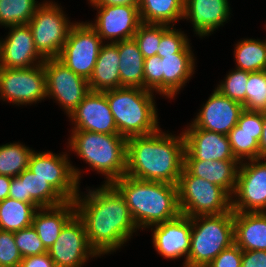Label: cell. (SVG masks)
<instances>
[{
    "label": "cell",
    "mask_w": 266,
    "mask_h": 267,
    "mask_svg": "<svg viewBox=\"0 0 266 267\" xmlns=\"http://www.w3.org/2000/svg\"><path fill=\"white\" fill-rule=\"evenodd\" d=\"M244 110L266 112V70L249 72Z\"/></svg>",
    "instance_id": "cell-36"
},
{
    "label": "cell",
    "mask_w": 266,
    "mask_h": 267,
    "mask_svg": "<svg viewBox=\"0 0 266 267\" xmlns=\"http://www.w3.org/2000/svg\"><path fill=\"white\" fill-rule=\"evenodd\" d=\"M241 267H266V251H243Z\"/></svg>",
    "instance_id": "cell-43"
},
{
    "label": "cell",
    "mask_w": 266,
    "mask_h": 267,
    "mask_svg": "<svg viewBox=\"0 0 266 267\" xmlns=\"http://www.w3.org/2000/svg\"><path fill=\"white\" fill-rule=\"evenodd\" d=\"M22 259L15 244L14 232L0 230V267H19Z\"/></svg>",
    "instance_id": "cell-40"
},
{
    "label": "cell",
    "mask_w": 266,
    "mask_h": 267,
    "mask_svg": "<svg viewBox=\"0 0 266 267\" xmlns=\"http://www.w3.org/2000/svg\"><path fill=\"white\" fill-rule=\"evenodd\" d=\"M58 5L53 1H43L28 23L36 50L44 59L59 57L75 24Z\"/></svg>",
    "instance_id": "cell-8"
},
{
    "label": "cell",
    "mask_w": 266,
    "mask_h": 267,
    "mask_svg": "<svg viewBox=\"0 0 266 267\" xmlns=\"http://www.w3.org/2000/svg\"><path fill=\"white\" fill-rule=\"evenodd\" d=\"M68 117L73 130L119 134L104 92L89 91Z\"/></svg>",
    "instance_id": "cell-19"
},
{
    "label": "cell",
    "mask_w": 266,
    "mask_h": 267,
    "mask_svg": "<svg viewBox=\"0 0 266 267\" xmlns=\"http://www.w3.org/2000/svg\"><path fill=\"white\" fill-rule=\"evenodd\" d=\"M237 69L247 72L266 70V39H243L237 42L234 49Z\"/></svg>",
    "instance_id": "cell-32"
},
{
    "label": "cell",
    "mask_w": 266,
    "mask_h": 267,
    "mask_svg": "<svg viewBox=\"0 0 266 267\" xmlns=\"http://www.w3.org/2000/svg\"><path fill=\"white\" fill-rule=\"evenodd\" d=\"M19 267H56L48 253L23 258Z\"/></svg>",
    "instance_id": "cell-44"
},
{
    "label": "cell",
    "mask_w": 266,
    "mask_h": 267,
    "mask_svg": "<svg viewBox=\"0 0 266 267\" xmlns=\"http://www.w3.org/2000/svg\"><path fill=\"white\" fill-rule=\"evenodd\" d=\"M7 28L8 35L1 39L0 67L30 68L44 63L45 59L36 50L28 24Z\"/></svg>",
    "instance_id": "cell-18"
},
{
    "label": "cell",
    "mask_w": 266,
    "mask_h": 267,
    "mask_svg": "<svg viewBox=\"0 0 266 267\" xmlns=\"http://www.w3.org/2000/svg\"><path fill=\"white\" fill-rule=\"evenodd\" d=\"M112 184L124 197L138 231L180 214L177 185L140 180L128 175Z\"/></svg>",
    "instance_id": "cell-3"
},
{
    "label": "cell",
    "mask_w": 266,
    "mask_h": 267,
    "mask_svg": "<svg viewBox=\"0 0 266 267\" xmlns=\"http://www.w3.org/2000/svg\"><path fill=\"white\" fill-rule=\"evenodd\" d=\"M69 151L106 177V184L126 175L127 139L120 134L71 130Z\"/></svg>",
    "instance_id": "cell-4"
},
{
    "label": "cell",
    "mask_w": 266,
    "mask_h": 267,
    "mask_svg": "<svg viewBox=\"0 0 266 267\" xmlns=\"http://www.w3.org/2000/svg\"><path fill=\"white\" fill-rule=\"evenodd\" d=\"M177 187L180 213L188 217L219 215L232 210V196L225 189L191 175L184 167Z\"/></svg>",
    "instance_id": "cell-7"
},
{
    "label": "cell",
    "mask_w": 266,
    "mask_h": 267,
    "mask_svg": "<svg viewBox=\"0 0 266 267\" xmlns=\"http://www.w3.org/2000/svg\"><path fill=\"white\" fill-rule=\"evenodd\" d=\"M68 153L50 151L31 153L28 169L48 182L66 201H74L80 192L81 169L70 163Z\"/></svg>",
    "instance_id": "cell-9"
},
{
    "label": "cell",
    "mask_w": 266,
    "mask_h": 267,
    "mask_svg": "<svg viewBox=\"0 0 266 267\" xmlns=\"http://www.w3.org/2000/svg\"><path fill=\"white\" fill-rule=\"evenodd\" d=\"M76 214L74 201L54 207L38 208L32 226L48 250L57 240L65 224Z\"/></svg>",
    "instance_id": "cell-27"
},
{
    "label": "cell",
    "mask_w": 266,
    "mask_h": 267,
    "mask_svg": "<svg viewBox=\"0 0 266 267\" xmlns=\"http://www.w3.org/2000/svg\"><path fill=\"white\" fill-rule=\"evenodd\" d=\"M239 165L238 160H184V168L191 175L222 187L231 196L236 189Z\"/></svg>",
    "instance_id": "cell-25"
},
{
    "label": "cell",
    "mask_w": 266,
    "mask_h": 267,
    "mask_svg": "<svg viewBox=\"0 0 266 267\" xmlns=\"http://www.w3.org/2000/svg\"><path fill=\"white\" fill-rule=\"evenodd\" d=\"M243 250L233 243L221 251L207 267H241Z\"/></svg>",
    "instance_id": "cell-42"
},
{
    "label": "cell",
    "mask_w": 266,
    "mask_h": 267,
    "mask_svg": "<svg viewBox=\"0 0 266 267\" xmlns=\"http://www.w3.org/2000/svg\"><path fill=\"white\" fill-rule=\"evenodd\" d=\"M182 133L185 140L184 160H237L227 135L197 128L192 123Z\"/></svg>",
    "instance_id": "cell-20"
},
{
    "label": "cell",
    "mask_w": 266,
    "mask_h": 267,
    "mask_svg": "<svg viewBox=\"0 0 266 267\" xmlns=\"http://www.w3.org/2000/svg\"><path fill=\"white\" fill-rule=\"evenodd\" d=\"M243 111L241 103L215 88L191 123L197 128L227 135L237 125Z\"/></svg>",
    "instance_id": "cell-17"
},
{
    "label": "cell",
    "mask_w": 266,
    "mask_h": 267,
    "mask_svg": "<svg viewBox=\"0 0 266 267\" xmlns=\"http://www.w3.org/2000/svg\"><path fill=\"white\" fill-rule=\"evenodd\" d=\"M104 93L121 136L128 139L149 135L160 129L154 92L121 87Z\"/></svg>",
    "instance_id": "cell-5"
},
{
    "label": "cell",
    "mask_w": 266,
    "mask_h": 267,
    "mask_svg": "<svg viewBox=\"0 0 266 267\" xmlns=\"http://www.w3.org/2000/svg\"><path fill=\"white\" fill-rule=\"evenodd\" d=\"M104 42L88 22H76L58 59L75 74L89 80Z\"/></svg>",
    "instance_id": "cell-11"
},
{
    "label": "cell",
    "mask_w": 266,
    "mask_h": 267,
    "mask_svg": "<svg viewBox=\"0 0 266 267\" xmlns=\"http://www.w3.org/2000/svg\"><path fill=\"white\" fill-rule=\"evenodd\" d=\"M263 112L244 110L237 125L227 134L232 152L239 162L260 158L259 142Z\"/></svg>",
    "instance_id": "cell-21"
},
{
    "label": "cell",
    "mask_w": 266,
    "mask_h": 267,
    "mask_svg": "<svg viewBox=\"0 0 266 267\" xmlns=\"http://www.w3.org/2000/svg\"><path fill=\"white\" fill-rule=\"evenodd\" d=\"M97 9L95 21L88 24L105 43L133 39L142 23L138 5H91ZM107 40V41H105Z\"/></svg>",
    "instance_id": "cell-15"
},
{
    "label": "cell",
    "mask_w": 266,
    "mask_h": 267,
    "mask_svg": "<svg viewBox=\"0 0 266 267\" xmlns=\"http://www.w3.org/2000/svg\"><path fill=\"white\" fill-rule=\"evenodd\" d=\"M47 98L43 63L30 68L0 67V99L13 105H31Z\"/></svg>",
    "instance_id": "cell-10"
},
{
    "label": "cell",
    "mask_w": 266,
    "mask_h": 267,
    "mask_svg": "<svg viewBox=\"0 0 266 267\" xmlns=\"http://www.w3.org/2000/svg\"><path fill=\"white\" fill-rule=\"evenodd\" d=\"M14 240L23 258L48 252L32 225L15 231Z\"/></svg>",
    "instance_id": "cell-38"
},
{
    "label": "cell",
    "mask_w": 266,
    "mask_h": 267,
    "mask_svg": "<svg viewBox=\"0 0 266 267\" xmlns=\"http://www.w3.org/2000/svg\"><path fill=\"white\" fill-rule=\"evenodd\" d=\"M229 4L228 0H184L183 19L191 21L200 38L209 36L230 19Z\"/></svg>",
    "instance_id": "cell-23"
},
{
    "label": "cell",
    "mask_w": 266,
    "mask_h": 267,
    "mask_svg": "<svg viewBox=\"0 0 266 267\" xmlns=\"http://www.w3.org/2000/svg\"><path fill=\"white\" fill-rule=\"evenodd\" d=\"M11 177L0 175V201L5 200L9 196V188Z\"/></svg>",
    "instance_id": "cell-46"
},
{
    "label": "cell",
    "mask_w": 266,
    "mask_h": 267,
    "mask_svg": "<svg viewBox=\"0 0 266 267\" xmlns=\"http://www.w3.org/2000/svg\"><path fill=\"white\" fill-rule=\"evenodd\" d=\"M91 5H139V0H88Z\"/></svg>",
    "instance_id": "cell-45"
},
{
    "label": "cell",
    "mask_w": 266,
    "mask_h": 267,
    "mask_svg": "<svg viewBox=\"0 0 266 267\" xmlns=\"http://www.w3.org/2000/svg\"><path fill=\"white\" fill-rule=\"evenodd\" d=\"M160 59L158 55L144 59V89L160 95Z\"/></svg>",
    "instance_id": "cell-41"
},
{
    "label": "cell",
    "mask_w": 266,
    "mask_h": 267,
    "mask_svg": "<svg viewBox=\"0 0 266 267\" xmlns=\"http://www.w3.org/2000/svg\"><path fill=\"white\" fill-rule=\"evenodd\" d=\"M187 34L184 31H178L172 25L161 37L158 45L157 55L161 58L163 55H171L181 52L189 43Z\"/></svg>",
    "instance_id": "cell-39"
},
{
    "label": "cell",
    "mask_w": 266,
    "mask_h": 267,
    "mask_svg": "<svg viewBox=\"0 0 266 267\" xmlns=\"http://www.w3.org/2000/svg\"><path fill=\"white\" fill-rule=\"evenodd\" d=\"M249 72L235 68L216 87L223 95L242 105L246 102V85Z\"/></svg>",
    "instance_id": "cell-37"
},
{
    "label": "cell",
    "mask_w": 266,
    "mask_h": 267,
    "mask_svg": "<svg viewBox=\"0 0 266 267\" xmlns=\"http://www.w3.org/2000/svg\"><path fill=\"white\" fill-rule=\"evenodd\" d=\"M33 151L19 141L1 145L0 175L13 178L28 169L29 158Z\"/></svg>",
    "instance_id": "cell-33"
},
{
    "label": "cell",
    "mask_w": 266,
    "mask_h": 267,
    "mask_svg": "<svg viewBox=\"0 0 266 267\" xmlns=\"http://www.w3.org/2000/svg\"><path fill=\"white\" fill-rule=\"evenodd\" d=\"M119 51L115 43H103L93 73L88 80L90 91L104 92L120 88Z\"/></svg>",
    "instance_id": "cell-28"
},
{
    "label": "cell",
    "mask_w": 266,
    "mask_h": 267,
    "mask_svg": "<svg viewBox=\"0 0 266 267\" xmlns=\"http://www.w3.org/2000/svg\"><path fill=\"white\" fill-rule=\"evenodd\" d=\"M152 243L160 256L165 259L185 258L183 267H187V258L191 243V217L179 214L176 218L152 225Z\"/></svg>",
    "instance_id": "cell-16"
},
{
    "label": "cell",
    "mask_w": 266,
    "mask_h": 267,
    "mask_svg": "<svg viewBox=\"0 0 266 267\" xmlns=\"http://www.w3.org/2000/svg\"><path fill=\"white\" fill-rule=\"evenodd\" d=\"M185 140L163 132L127 139L126 175L177 185L184 167Z\"/></svg>",
    "instance_id": "cell-2"
},
{
    "label": "cell",
    "mask_w": 266,
    "mask_h": 267,
    "mask_svg": "<svg viewBox=\"0 0 266 267\" xmlns=\"http://www.w3.org/2000/svg\"><path fill=\"white\" fill-rule=\"evenodd\" d=\"M47 98H53L69 116L89 93L88 80L75 74L58 58L44 60Z\"/></svg>",
    "instance_id": "cell-12"
},
{
    "label": "cell",
    "mask_w": 266,
    "mask_h": 267,
    "mask_svg": "<svg viewBox=\"0 0 266 267\" xmlns=\"http://www.w3.org/2000/svg\"><path fill=\"white\" fill-rule=\"evenodd\" d=\"M86 191L87 194L78 193L74 199L76 214L96 253L100 257L111 254L121 249L138 228L124 197L112 183Z\"/></svg>",
    "instance_id": "cell-1"
},
{
    "label": "cell",
    "mask_w": 266,
    "mask_h": 267,
    "mask_svg": "<svg viewBox=\"0 0 266 267\" xmlns=\"http://www.w3.org/2000/svg\"><path fill=\"white\" fill-rule=\"evenodd\" d=\"M260 158H266V112H263V130L259 142Z\"/></svg>",
    "instance_id": "cell-47"
},
{
    "label": "cell",
    "mask_w": 266,
    "mask_h": 267,
    "mask_svg": "<svg viewBox=\"0 0 266 267\" xmlns=\"http://www.w3.org/2000/svg\"><path fill=\"white\" fill-rule=\"evenodd\" d=\"M170 25L141 23L133 36L144 58L157 55L158 45L162 35L170 28Z\"/></svg>",
    "instance_id": "cell-35"
},
{
    "label": "cell",
    "mask_w": 266,
    "mask_h": 267,
    "mask_svg": "<svg viewBox=\"0 0 266 267\" xmlns=\"http://www.w3.org/2000/svg\"><path fill=\"white\" fill-rule=\"evenodd\" d=\"M119 51L120 88L144 89V56L134 39L114 42Z\"/></svg>",
    "instance_id": "cell-29"
},
{
    "label": "cell",
    "mask_w": 266,
    "mask_h": 267,
    "mask_svg": "<svg viewBox=\"0 0 266 267\" xmlns=\"http://www.w3.org/2000/svg\"><path fill=\"white\" fill-rule=\"evenodd\" d=\"M232 210L266 212V158L240 162Z\"/></svg>",
    "instance_id": "cell-13"
},
{
    "label": "cell",
    "mask_w": 266,
    "mask_h": 267,
    "mask_svg": "<svg viewBox=\"0 0 266 267\" xmlns=\"http://www.w3.org/2000/svg\"><path fill=\"white\" fill-rule=\"evenodd\" d=\"M8 197L32 203L37 208L54 207L66 202L48 182L35 176L29 169L11 178Z\"/></svg>",
    "instance_id": "cell-24"
},
{
    "label": "cell",
    "mask_w": 266,
    "mask_h": 267,
    "mask_svg": "<svg viewBox=\"0 0 266 267\" xmlns=\"http://www.w3.org/2000/svg\"><path fill=\"white\" fill-rule=\"evenodd\" d=\"M191 243L187 267H207L234 243L233 210L219 215L191 217Z\"/></svg>",
    "instance_id": "cell-6"
},
{
    "label": "cell",
    "mask_w": 266,
    "mask_h": 267,
    "mask_svg": "<svg viewBox=\"0 0 266 267\" xmlns=\"http://www.w3.org/2000/svg\"><path fill=\"white\" fill-rule=\"evenodd\" d=\"M234 243L243 251H266V212L233 211Z\"/></svg>",
    "instance_id": "cell-26"
},
{
    "label": "cell",
    "mask_w": 266,
    "mask_h": 267,
    "mask_svg": "<svg viewBox=\"0 0 266 267\" xmlns=\"http://www.w3.org/2000/svg\"><path fill=\"white\" fill-rule=\"evenodd\" d=\"M38 208L10 197L0 201V230L15 232L32 225Z\"/></svg>",
    "instance_id": "cell-31"
},
{
    "label": "cell",
    "mask_w": 266,
    "mask_h": 267,
    "mask_svg": "<svg viewBox=\"0 0 266 267\" xmlns=\"http://www.w3.org/2000/svg\"><path fill=\"white\" fill-rule=\"evenodd\" d=\"M41 4L37 0H0V25L28 24Z\"/></svg>",
    "instance_id": "cell-34"
},
{
    "label": "cell",
    "mask_w": 266,
    "mask_h": 267,
    "mask_svg": "<svg viewBox=\"0 0 266 267\" xmlns=\"http://www.w3.org/2000/svg\"><path fill=\"white\" fill-rule=\"evenodd\" d=\"M190 44L160 59V95L173 99L194 74L196 59Z\"/></svg>",
    "instance_id": "cell-22"
},
{
    "label": "cell",
    "mask_w": 266,
    "mask_h": 267,
    "mask_svg": "<svg viewBox=\"0 0 266 267\" xmlns=\"http://www.w3.org/2000/svg\"><path fill=\"white\" fill-rule=\"evenodd\" d=\"M138 8L143 23L174 26L184 16V0H139Z\"/></svg>",
    "instance_id": "cell-30"
},
{
    "label": "cell",
    "mask_w": 266,
    "mask_h": 267,
    "mask_svg": "<svg viewBox=\"0 0 266 267\" xmlns=\"http://www.w3.org/2000/svg\"><path fill=\"white\" fill-rule=\"evenodd\" d=\"M56 267H82L87 260L100 257L90 246L82 220L75 214L48 249Z\"/></svg>",
    "instance_id": "cell-14"
}]
</instances>
